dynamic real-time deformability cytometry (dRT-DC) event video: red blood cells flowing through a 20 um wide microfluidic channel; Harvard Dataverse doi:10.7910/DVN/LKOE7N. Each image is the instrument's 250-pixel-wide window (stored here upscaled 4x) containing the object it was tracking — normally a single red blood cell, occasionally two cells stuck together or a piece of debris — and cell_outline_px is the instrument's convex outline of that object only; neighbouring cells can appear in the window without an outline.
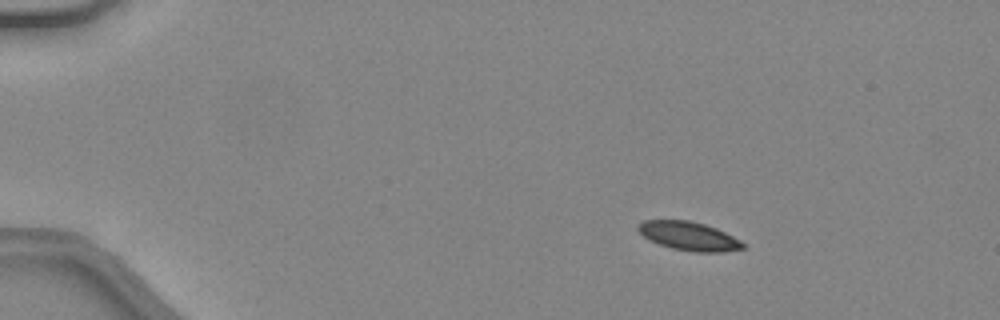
{"species": "common noctule bat (a hibernating species)", "species_latin": "Nyctalus noctula", "temperature_condition": "warm", "stored_images_in_passage": 13, "camera_frame_rate_fps": 3000, "um_per_image_px": 0.085, "animal": {"sex": "female", "body_mass_g": 24.6, "forearm_length_mm": 56.2}, "frame": {"image": 1, "passage_image": 1, "time_ms": 0.0, "image_size_px": [1000, 320], "cell_outline_px": [[744, 248], [724, 252], [696, 252], [672, 248], [648, 240], [636, 228], [636, 224], [644, 220], [688, 220], [704, 224], [716, 228], [740, 240], [744, 244]], "centroid_in_image_um": [58.52, 20.06], "position_along_channel_um": 26.5, "area_um2": 17.46}}
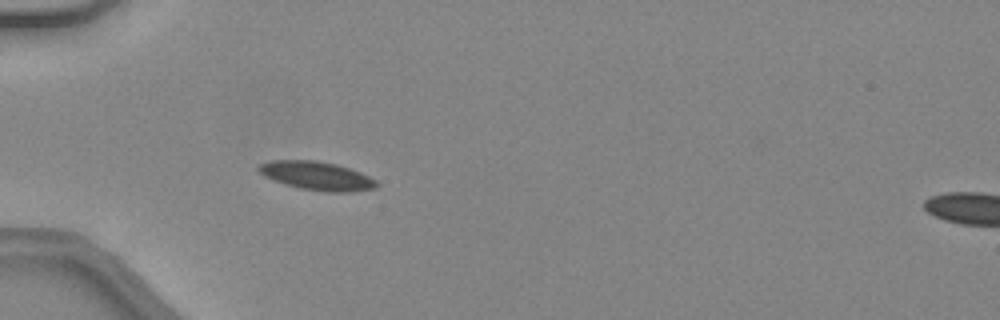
{"frame": {"image": 2, "passage_image": 9, "time_ms": 2.667, "image_size_px": [1000, 320], "cell_outline_px": [[380, 184], [376, 188], [348, 192], [328, 192], [300, 188], [284, 184], [272, 180], [264, 176], [256, 168], [260, 164], [272, 160], [316, 160], [336, 164], [360, 172], [376, 180]], "centroid_in_image_um": [26.92, 14.94], "position_along_channel_um": 58.1, "area_um2": 19.65}}